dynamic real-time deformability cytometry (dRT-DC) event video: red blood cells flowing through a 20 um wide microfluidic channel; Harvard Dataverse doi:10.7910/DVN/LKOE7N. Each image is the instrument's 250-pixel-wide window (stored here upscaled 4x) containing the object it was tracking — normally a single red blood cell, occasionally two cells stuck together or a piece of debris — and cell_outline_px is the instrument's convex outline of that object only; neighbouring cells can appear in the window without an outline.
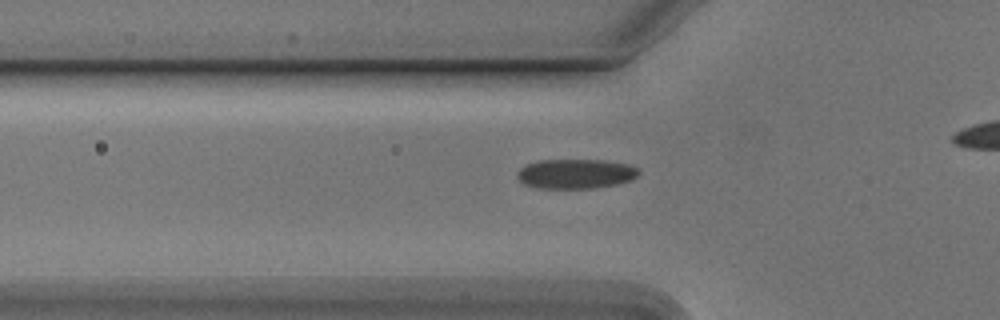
{"species": "Egyptian fruit bat (a non-hibernating species)", "species_latin": "Rousettus aegyptiacus", "temperature_condition": "cold", "stored_images_in_passage": 32, "camera_frame_rate_fps": 3000, "um_per_image_px": 0.085, "animal": {"sex": "male"}, "frame": {"image": 1, "passage_image": 6, "time_ms": 1.667, "image_size_px": [1000, 320], "cell_outline_px": [[640, 172], [632, 180], [620, 184], [596, 188], [536, 188], [524, 184], [516, 176], [516, 172], [524, 164], [536, 160], [604, 160], [628, 164], [636, 168]], "centroid_in_image_um": [48.9, 14.77], "position_along_channel_um": 76.9, "area_um2": 21.27}}
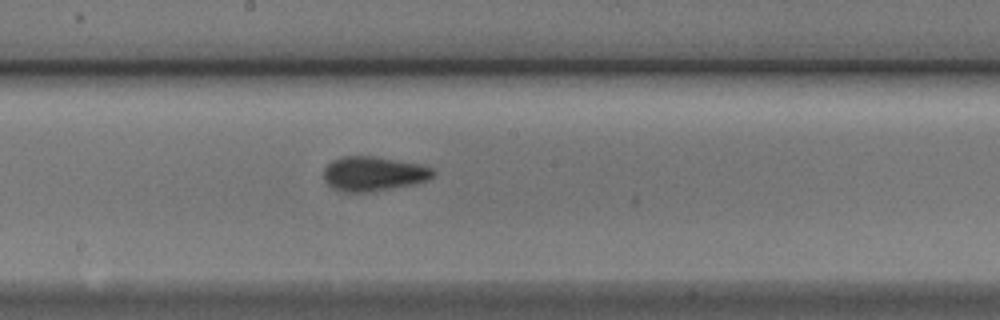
{"frame": {"image": 2, "passage_image": 17, "time_ms": 5.333, "image_size_px": [1000, 320], "cell_outline_px": [[436, 172], [428, 180], [416, 184], [372, 192], [340, 192], [332, 188], [324, 180], [324, 168], [332, 160], [340, 156], [376, 156], [420, 164], [432, 168]], "centroid_in_image_um": [31.74, 14.77], "position_along_channel_um": 216.5, "area_um2": 22.37}}
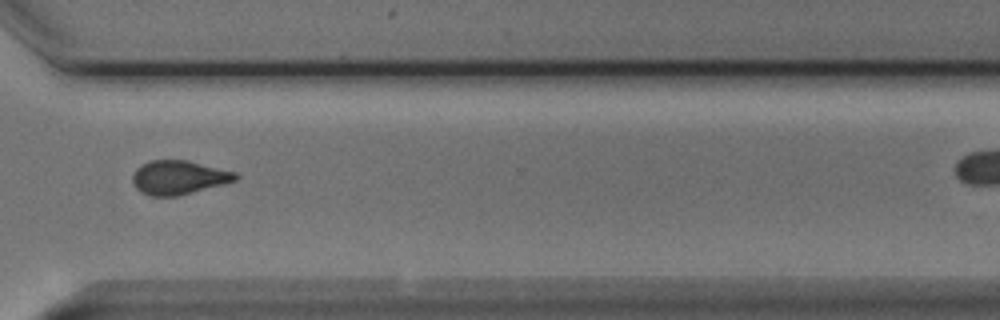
{"frame": {"image": 3, "passage_image": 28, "time_ms": 9.0, "image_size_px": [1000, 320], "cell_outline_px": [[240, 176], [236, 180], [224, 184], [176, 196], [152, 196], [140, 192], [132, 184], [132, 176], [136, 168], [140, 164], [148, 160], [188, 160], [236, 172]], "centroid_in_image_um": [15.16, 15.07], "position_along_channel_um": 355.4, "area_um2": 20.52}}